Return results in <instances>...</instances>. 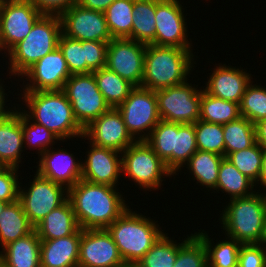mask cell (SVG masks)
<instances>
[{
	"instance_id": "1",
	"label": "cell",
	"mask_w": 266,
	"mask_h": 267,
	"mask_svg": "<svg viewBox=\"0 0 266 267\" xmlns=\"http://www.w3.org/2000/svg\"><path fill=\"white\" fill-rule=\"evenodd\" d=\"M118 187L80 179L68 189L76 220L81 229H106L129 206Z\"/></svg>"
},
{
	"instance_id": "2",
	"label": "cell",
	"mask_w": 266,
	"mask_h": 267,
	"mask_svg": "<svg viewBox=\"0 0 266 267\" xmlns=\"http://www.w3.org/2000/svg\"><path fill=\"white\" fill-rule=\"evenodd\" d=\"M17 96L20 102L18 105L24 109L23 112L33 122L50 130L62 142L73 138L78 140L84 135V129L76 121L72 106L62 90L19 92Z\"/></svg>"
},
{
	"instance_id": "3",
	"label": "cell",
	"mask_w": 266,
	"mask_h": 267,
	"mask_svg": "<svg viewBox=\"0 0 266 267\" xmlns=\"http://www.w3.org/2000/svg\"><path fill=\"white\" fill-rule=\"evenodd\" d=\"M195 56L193 50L147 45L141 87L156 91L187 82L197 64Z\"/></svg>"
},
{
	"instance_id": "4",
	"label": "cell",
	"mask_w": 266,
	"mask_h": 267,
	"mask_svg": "<svg viewBox=\"0 0 266 267\" xmlns=\"http://www.w3.org/2000/svg\"><path fill=\"white\" fill-rule=\"evenodd\" d=\"M62 33L60 16L42 15L33 25L29 34L16 44L3 59L8 63L7 75L16 80L38 60L58 47ZM5 57V58H4ZM17 77V79H16Z\"/></svg>"
},
{
	"instance_id": "5",
	"label": "cell",
	"mask_w": 266,
	"mask_h": 267,
	"mask_svg": "<svg viewBox=\"0 0 266 267\" xmlns=\"http://www.w3.org/2000/svg\"><path fill=\"white\" fill-rule=\"evenodd\" d=\"M153 218L129 207L106 230L125 263H137L165 233Z\"/></svg>"
},
{
	"instance_id": "6",
	"label": "cell",
	"mask_w": 266,
	"mask_h": 267,
	"mask_svg": "<svg viewBox=\"0 0 266 267\" xmlns=\"http://www.w3.org/2000/svg\"><path fill=\"white\" fill-rule=\"evenodd\" d=\"M220 214L224 235L241 244H260L266 216V194L258 189L247 197L230 199Z\"/></svg>"
},
{
	"instance_id": "7",
	"label": "cell",
	"mask_w": 266,
	"mask_h": 267,
	"mask_svg": "<svg viewBox=\"0 0 266 267\" xmlns=\"http://www.w3.org/2000/svg\"><path fill=\"white\" fill-rule=\"evenodd\" d=\"M121 156L122 175L125 176L122 177L133 181L139 190H159L164 184L162 182L166 181L165 178L170 179L174 176L144 140L135 141L121 153Z\"/></svg>"
},
{
	"instance_id": "8",
	"label": "cell",
	"mask_w": 266,
	"mask_h": 267,
	"mask_svg": "<svg viewBox=\"0 0 266 267\" xmlns=\"http://www.w3.org/2000/svg\"><path fill=\"white\" fill-rule=\"evenodd\" d=\"M62 91L72 106L76 121L83 129L111 108L99 91L93 73L71 75Z\"/></svg>"
},
{
	"instance_id": "9",
	"label": "cell",
	"mask_w": 266,
	"mask_h": 267,
	"mask_svg": "<svg viewBox=\"0 0 266 267\" xmlns=\"http://www.w3.org/2000/svg\"><path fill=\"white\" fill-rule=\"evenodd\" d=\"M34 173L33 179L28 182V187L22 185L23 181L20 182L18 200L30 223L35 227L48 213L68 199V190L37 172Z\"/></svg>"
},
{
	"instance_id": "10",
	"label": "cell",
	"mask_w": 266,
	"mask_h": 267,
	"mask_svg": "<svg viewBox=\"0 0 266 267\" xmlns=\"http://www.w3.org/2000/svg\"><path fill=\"white\" fill-rule=\"evenodd\" d=\"M189 81L178 85L156 90L158 111L161 120L194 124L200 120V101L203 87Z\"/></svg>"
},
{
	"instance_id": "11",
	"label": "cell",
	"mask_w": 266,
	"mask_h": 267,
	"mask_svg": "<svg viewBox=\"0 0 266 267\" xmlns=\"http://www.w3.org/2000/svg\"><path fill=\"white\" fill-rule=\"evenodd\" d=\"M117 109L136 141L145 140L161 120L155 91L143 87H135Z\"/></svg>"
},
{
	"instance_id": "12",
	"label": "cell",
	"mask_w": 266,
	"mask_h": 267,
	"mask_svg": "<svg viewBox=\"0 0 266 267\" xmlns=\"http://www.w3.org/2000/svg\"><path fill=\"white\" fill-rule=\"evenodd\" d=\"M43 14L30 0H0V48L7 54Z\"/></svg>"
},
{
	"instance_id": "13",
	"label": "cell",
	"mask_w": 266,
	"mask_h": 267,
	"mask_svg": "<svg viewBox=\"0 0 266 267\" xmlns=\"http://www.w3.org/2000/svg\"><path fill=\"white\" fill-rule=\"evenodd\" d=\"M183 7L179 0H156V46L193 50Z\"/></svg>"
},
{
	"instance_id": "14",
	"label": "cell",
	"mask_w": 266,
	"mask_h": 267,
	"mask_svg": "<svg viewBox=\"0 0 266 267\" xmlns=\"http://www.w3.org/2000/svg\"><path fill=\"white\" fill-rule=\"evenodd\" d=\"M70 76L66 60L61 50L57 47L53 52L47 54L30 67L21 76L20 81L17 80L18 83L23 81V86L21 89L17 88V90L18 92L19 90L20 92L62 90Z\"/></svg>"
},
{
	"instance_id": "15",
	"label": "cell",
	"mask_w": 266,
	"mask_h": 267,
	"mask_svg": "<svg viewBox=\"0 0 266 267\" xmlns=\"http://www.w3.org/2000/svg\"><path fill=\"white\" fill-rule=\"evenodd\" d=\"M146 46L129 38H112L108 42L105 67L141 87Z\"/></svg>"
},
{
	"instance_id": "16",
	"label": "cell",
	"mask_w": 266,
	"mask_h": 267,
	"mask_svg": "<svg viewBox=\"0 0 266 267\" xmlns=\"http://www.w3.org/2000/svg\"><path fill=\"white\" fill-rule=\"evenodd\" d=\"M62 33L80 41L109 42L112 36L108 30L103 12L72 5L61 16Z\"/></svg>"
},
{
	"instance_id": "17",
	"label": "cell",
	"mask_w": 266,
	"mask_h": 267,
	"mask_svg": "<svg viewBox=\"0 0 266 267\" xmlns=\"http://www.w3.org/2000/svg\"><path fill=\"white\" fill-rule=\"evenodd\" d=\"M82 139L90 143L122 153L136 140L127 131L122 114L117 108H110L93 120L85 129Z\"/></svg>"
},
{
	"instance_id": "18",
	"label": "cell",
	"mask_w": 266,
	"mask_h": 267,
	"mask_svg": "<svg viewBox=\"0 0 266 267\" xmlns=\"http://www.w3.org/2000/svg\"><path fill=\"white\" fill-rule=\"evenodd\" d=\"M124 263L106 229H82L78 267H121Z\"/></svg>"
},
{
	"instance_id": "19",
	"label": "cell",
	"mask_w": 266,
	"mask_h": 267,
	"mask_svg": "<svg viewBox=\"0 0 266 267\" xmlns=\"http://www.w3.org/2000/svg\"><path fill=\"white\" fill-rule=\"evenodd\" d=\"M86 143L90 145L85 153V159L82 158L81 179L95 184L118 187L123 176L121 153L96 146L89 141Z\"/></svg>"
},
{
	"instance_id": "20",
	"label": "cell",
	"mask_w": 266,
	"mask_h": 267,
	"mask_svg": "<svg viewBox=\"0 0 266 267\" xmlns=\"http://www.w3.org/2000/svg\"><path fill=\"white\" fill-rule=\"evenodd\" d=\"M51 148L38 157V165L34 168L41 176L68 190L81 179L82 160L75 157V153H70V150Z\"/></svg>"
},
{
	"instance_id": "21",
	"label": "cell",
	"mask_w": 266,
	"mask_h": 267,
	"mask_svg": "<svg viewBox=\"0 0 266 267\" xmlns=\"http://www.w3.org/2000/svg\"><path fill=\"white\" fill-rule=\"evenodd\" d=\"M212 73H208L203 89L214 97L240 104L247 85L253 76L245 68L222 63L215 64ZM211 74V75H210ZM252 75V76H251ZM205 87V88H204Z\"/></svg>"
},
{
	"instance_id": "22",
	"label": "cell",
	"mask_w": 266,
	"mask_h": 267,
	"mask_svg": "<svg viewBox=\"0 0 266 267\" xmlns=\"http://www.w3.org/2000/svg\"><path fill=\"white\" fill-rule=\"evenodd\" d=\"M15 104L0 118V164L3 167L19 168L22 166L19 164L24 163L22 160L26 159L23 158L25 150L21 125L22 109L17 103Z\"/></svg>"
},
{
	"instance_id": "23",
	"label": "cell",
	"mask_w": 266,
	"mask_h": 267,
	"mask_svg": "<svg viewBox=\"0 0 266 267\" xmlns=\"http://www.w3.org/2000/svg\"><path fill=\"white\" fill-rule=\"evenodd\" d=\"M82 229L74 234L53 240H41V267H78Z\"/></svg>"
},
{
	"instance_id": "24",
	"label": "cell",
	"mask_w": 266,
	"mask_h": 267,
	"mask_svg": "<svg viewBox=\"0 0 266 267\" xmlns=\"http://www.w3.org/2000/svg\"><path fill=\"white\" fill-rule=\"evenodd\" d=\"M40 247L41 240L34 230L0 249V262L6 267H41Z\"/></svg>"
},
{
	"instance_id": "25",
	"label": "cell",
	"mask_w": 266,
	"mask_h": 267,
	"mask_svg": "<svg viewBox=\"0 0 266 267\" xmlns=\"http://www.w3.org/2000/svg\"><path fill=\"white\" fill-rule=\"evenodd\" d=\"M79 228L73 207L67 199L58 208L48 213L45 218L35 226V231L40 240H53L70 236Z\"/></svg>"
},
{
	"instance_id": "26",
	"label": "cell",
	"mask_w": 266,
	"mask_h": 267,
	"mask_svg": "<svg viewBox=\"0 0 266 267\" xmlns=\"http://www.w3.org/2000/svg\"><path fill=\"white\" fill-rule=\"evenodd\" d=\"M35 230L19 200L8 203L0 214V248Z\"/></svg>"
},
{
	"instance_id": "27",
	"label": "cell",
	"mask_w": 266,
	"mask_h": 267,
	"mask_svg": "<svg viewBox=\"0 0 266 267\" xmlns=\"http://www.w3.org/2000/svg\"><path fill=\"white\" fill-rule=\"evenodd\" d=\"M258 186L243 175L226 157L220 163L216 187L211 193H226L230 199L247 197L254 194ZM216 190V191H215Z\"/></svg>"
},
{
	"instance_id": "28",
	"label": "cell",
	"mask_w": 266,
	"mask_h": 267,
	"mask_svg": "<svg viewBox=\"0 0 266 267\" xmlns=\"http://www.w3.org/2000/svg\"><path fill=\"white\" fill-rule=\"evenodd\" d=\"M224 156L197 150L189 159V161L184 165L189 176H192V180L201 187L207 188V191L213 190L217 185L218 173L220 168V163ZM189 170V171H188ZM209 188V189H208Z\"/></svg>"
},
{
	"instance_id": "29",
	"label": "cell",
	"mask_w": 266,
	"mask_h": 267,
	"mask_svg": "<svg viewBox=\"0 0 266 267\" xmlns=\"http://www.w3.org/2000/svg\"><path fill=\"white\" fill-rule=\"evenodd\" d=\"M199 231V232H198ZM194 232L204 243L207 250L208 267H238L240 246L237 240L226 237L214 243L209 232L204 229Z\"/></svg>"
},
{
	"instance_id": "30",
	"label": "cell",
	"mask_w": 266,
	"mask_h": 267,
	"mask_svg": "<svg viewBox=\"0 0 266 267\" xmlns=\"http://www.w3.org/2000/svg\"><path fill=\"white\" fill-rule=\"evenodd\" d=\"M132 40L155 45L156 0H133Z\"/></svg>"
},
{
	"instance_id": "31",
	"label": "cell",
	"mask_w": 266,
	"mask_h": 267,
	"mask_svg": "<svg viewBox=\"0 0 266 267\" xmlns=\"http://www.w3.org/2000/svg\"><path fill=\"white\" fill-rule=\"evenodd\" d=\"M99 91L111 108H117L135 88L129 81L123 79L107 67L92 72Z\"/></svg>"
},
{
	"instance_id": "32",
	"label": "cell",
	"mask_w": 266,
	"mask_h": 267,
	"mask_svg": "<svg viewBox=\"0 0 266 267\" xmlns=\"http://www.w3.org/2000/svg\"><path fill=\"white\" fill-rule=\"evenodd\" d=\"M240 117L238 103L214 97L203 89L200 101V120L224 125Z\"/></svg>"
},
{
	"instance_id": "33",
	"label": "cell",
	"mask_w": 266,
	"mask_h": 267,
	"mask_svg": "<svg viewBox=\"0 0 266 267\" xmlns=\"http://www.w3.org/2000/svg\"><path fill=\"white\" fill-rule=\"evenodd\" d=\"M168 233H164L156 243L137 262L141 267H173L176 262L179 248L193 235L187 234L180 242L175 238H170ZM182 241V242H181Z\"/></svg>"
},
{
	"instance_id": "34",
	"label": "cell",
	"mask_w": 266,
	"mask_h": 267,
	"mask_svg": "<svg viewBox=\"0 0 266 267\" xmlns=\"http://www.w3.org/2000/svg\"><path fill=\"white\" fill-rule=\"evenodd\" d=\"M225 157L234 152L247 149L256 143L255 124L245 117L223 125Z\"/></svg>"
},
{
	"instance_id": "35",
	"label": "cell",
	"mask_w": 266,
	"mask_h": 267,
	"mask_svg": "<svg viewBox=\"0 0 266 267\" xmlns=\"http://www.w3.org/2000/svg\"><path fill=\"white\" fill-rule=\"evenodd\" d=\"M133 0H115L104 12L112 38L132 39Z\"/></svg>"
},
{
	"instance_id": "36",
	"label": "cell",
	"mask_w": 266,
	"mask_h": 267,
	"mask_svg": "<svg viewBox=\"0 0 266 267\" xmlns=\"http://www.w3.org/2000/svg\"><path fill=\"white\" fill-rule=\"evenodd\" d=\"M194 124L174 123L173 175L181 174L184 165L197 151ZM179 172V173H178Z\"/></svg>"
},
{
	"instance_id": "37",
	"label": "cell",
	"mask_w": 266,
	"mask_h": 267,
	"mask_svg": "<svg viewBox=\"0 0 266 267\" xmlns=\"http://www.w3.org/2000/svg\"><path fill=\"white\" fill-rule=\"evenodd\" d=\"M21 125L23 133V146L25 151L36 149L38 157L45 151L49 150L52 146H55L61 140L56 137L50 130L46 127L33 122L22 109L21 114ZM56 143V144H55Z\"/></svg>"
},
{
	"instance_id": "38",
	"label": "cell",
	"mask_w": 266,
	"mask_h": 267,
	"mask_svg": "<svg viewBox=\"0 0 266 267\" xmlns=\"http://www.w3.org/2000/svg\"><path fill=\"white\" fill-rule=\"evenodd\" d=\"M264 149L256 142L253 146L234 151L226 158L245 176L261 189L262 161Z\"/></svg>"
},
{
	"instance_id": "39",
	"label": "cell",
	"mask_w": 266,
	"mask_h": 267,
	"mask_svg": "<svg viewBox=\"0 0 266 267\" xmlns=\"http://www.w3.org/2000/svg\"><path fill=\"white\" fill-rule=\"evenodd\" d=\"M144 141L173 173L174 122L160 120Z\"/></svg>"
},
{
	"instance_id": "40",
	"label": "cell",
	"mask_w": 266,
	"mask_h": 267,
	"mask_svg": "<svg viewBox=\"0 0 266 267\" xmlns=\"http://www.w3.org/2000/svg\"><path fill=\"white\" fill-rule=\"evenodd\" d=\"M253 80L247 85L239 104L241 117L253 124L266 118V85H257Z\"/></svg>"
},
{
	"instance_id": "41",
	"label": "cell",
	"mask_w": 266,
	"mask_h": 267,
	"mask_svg": "<svg viewBox=\"0 0 266 267\" xmlns=\"http://www.w3.org/2000/svg\"><path fill=\"white\" fill-rule=\"evenodd\" d=\"M198 150L212 152L225 157L223 125L198 120L194 123Z\"/></svg>"
},
{
	"instance_id": "42",
	"label": "cell",
	"mask_w": 266,
	"mask_h": 267,
	"mask_svg": "<svg viewBox=\"0 0 266 267\" xmlns=\"http://www.w3.org/2000/svg\"><path fill=\"white\" fill-rule=\"evenodd\" d=\"M58 48L66 60L71 75L86 74L85 41L76 40L61 33Z\"/></svg>"
},
{
	"instance_id": "43",
	"label": "cell",
	"mask_w": 266,
	"mask_h": 267,
	"mask_svg": "<svg viewBox=\"0 0 266 267\" xmlns=\"http://www.w3.org/2000/svg\"><path fill=\"white\" fill-rule=\"evenodd\" d=\"M173 267H208L206 247L195 233L179 248Z\"/></svg>"
},
{
	"instance_id": "44",
	"label": "cell",
	"mask_w": 266,
	"mask_h": 267,
	"mask_svg": "<svg viewBox=\"0 0 266 267\" xmlns=\"http://www.w3.org/2000/svg\"><path fill=\"white\" fill-rule=\"evenodd\" d=\"M20 168L3 167L0 169V200L13 203L18 200L19 185L22 178ZM19 176L21 179H19ZM19 179V180H18Z\"/></svg>"
},
{
	"instance_id": "45",
	"label": "cell",
	"mask_w": 266,
	"mask_h": 267,
	"mask_svg": "<svg viewBox=\"0 0 266 267\" xmlns=\"http://www.w3.org/2000/svg\"><path fill=\"white\" fill-rule=\"evenodd\" d=\"M107 48V42L85 41L86 74L106 66Z\"/></svg>"
},
{
	"instance_id": "46",
	"label": "cell",
	"mask_w": 266,
	"mask_h": 267,
	"mask_svg": "<svg viewBox=\"0 0 266 267\" xmlns=\"http://www.w3.org/2000/svg\"><path fill=\"white\" fill-rule=\"evenodd\" d=\"M238 267H266V247L263 244H242Z\"/></svg>"
},
{
	"instance_id": "47",
	"label": "cell",
	"mask_w": 266,
	"mask_h": 267,
	"mask_svg": "<svg viewBox=\"0 0 266 267\" xmlns=\"http://www.w3.org/2000/svg\"><path fill=\"white\" fill-rule=\"evenodd\" d=\"M43 15L61 16L78 0H30Z\"/></svg>"
},
{
	"instance_id": "48",
	"label": "cell",
	"mask_w": 266,
	"mask_h": 267,
	"mask_svg": "<svg viewBox=\"0 0 266 267\" xmlns=\"http://www.w3.org/2000/svg\"><path fill=\"white\" fill-rule=\"evenodd\" d=\"M113 1L115 0H78L77 4L84 8L104 13Z\"/></svg>"
},
{
	"instance_id": "49",
	"label": "cell",
	"mask_w": 266,
	"mask_h": 267,
	"mask_svg": "<svg viewBox=\"0 0 266 267\" xmlns=\"http://www.w3.org/2000/svg\"><path fill=\"white\" fill-rule=\"evenodd\" d=\"M1 76V75H0ZM3 82L5 83L4 79L2 81V77L0 78V118L3 117L8 111H10L12 108H13V105L11 104L12 102L10 103H6V102H9L7 101V98L9 96L10 93H12L11 91L6 92L5 88L8 87V86H5L3 84ZM5 87V88H4ZM9 93V94H8ZM8 94V95H7ZM11 107H10V105ZM6 105V106H5ZM9 107H8V106Z\"/></svg>"
},
{
	"instance_id": "50",
	"label": "cell",
	"mask_w": 266,
	"mask_h": 267,
	"mask_svg": "<svg viewBox=\"0 0 266 267\" xmlns=\"http://www.w3.org/2000/svg\"><path fill=\"white\" fill-rule=\"evenodd\" d=\"M256 142L266 150V118L255 123Z\"/></svg>"
},
{
	"instance_id": "51",
	"label": "cell",
	"mask_w": 266,
	"mask_h": 267,
	"mask_svg": "<svg viewBox=\"0 0 266 267\" xmlns=\"http://www.w3.org/2000/svg\"><path fill=\"white\" fill-rule=\"evenodd\" d=\"M262 190H266V150H264L262 161L261 191Z\"/></svg>"
},
{
	"instance_id": "52",
	"label": "cell",
	"mask_w": 266,
	"mask_h": 267,
	"mask_svg": "<svg viewBox=\"0 0 266 267\" xmlns=\"http://www.w3.org/2000/svg\"><path fill=\"white\" fill-rule=\"evenodd\" d=\"M260 244H263L266 247V216L264 221L263 235Z\"/></svg>"
},
{
	"instance_id": "53",
	"label": "cell",
	"mask_w": 266,
	"mask_h": 267,
	"mask_svg": "<svg viewBox=\"0 0 266 267\" xmlns=\"http://www.w3.org/2000/svg\"><path fill=\"white\" fill-rule=\"evenodd\" d=\"M121 267H141L138 263H124Z\"/></svg>"
},
{
	"instance_id": "54",
	"label": "cell",
	"mask_w": 266,
	"mask_h": 267,
	"mask_svg": "<svg viewBox=\"0 0 266 267\" xmlns=\"http://www.w3.org/2000/svg\"><path fill=\"white\" fill-rule=\"evenodd\" d=\"M7 204H8L7 202L0 200V214L2 213L4 207H5Z\"/></svg>"
},
{
	"instance_id": "55",
	"label": "cell",
	"mask_w": 266,
	"mask_h": 267,
	"mask_svg": "<svg viewBox=\"0 0 266 267\" xmlns=\"http://www.w3.org/2000/svg\"><path fill=\"white\" fill-rule=\"evenodd\" d=\"M0 267H6L5 265H3L1 262H0Z\"/></svg>"
}]
</instances>
